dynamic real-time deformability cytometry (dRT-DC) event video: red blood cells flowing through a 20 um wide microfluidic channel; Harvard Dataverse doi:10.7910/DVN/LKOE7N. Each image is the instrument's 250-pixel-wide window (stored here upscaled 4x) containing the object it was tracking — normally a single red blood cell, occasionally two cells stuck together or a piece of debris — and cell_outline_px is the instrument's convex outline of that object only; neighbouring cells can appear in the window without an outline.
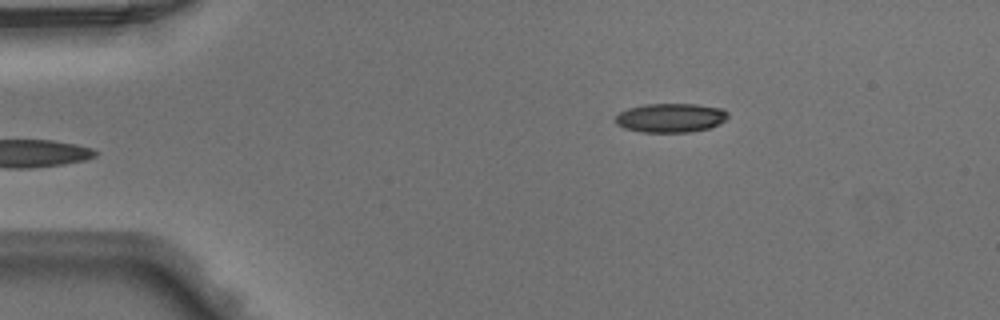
{"species": "Egyptian fruit bat (a non-hibernating species)", "species_latin": "Rousettus aegyptiacus", "temperature_condition": "warm", "stored_images_in_passage": 34, "camera_frame_rate_fps": 3000, "um_per_image_px": 0.085, "animal": {"sex": "male"}, "frame": {"image": 1, "passage_image": 1, "time_ms": 0.0, "image_size_px": [1000, 320], "cell_outline_px": [[728, 116], [724, 120], [708, 128], [688, 132], [644, 132], [624, 128], [616, 124], [616, 116], [620, 112], [628, 108], [644, 104], [696, 104], [724, 108], [728, 112]], "centroid_in_image_um": [57.0, 10.0], "position_along_channel_um": 28.0, "area_um2": 18.96}}
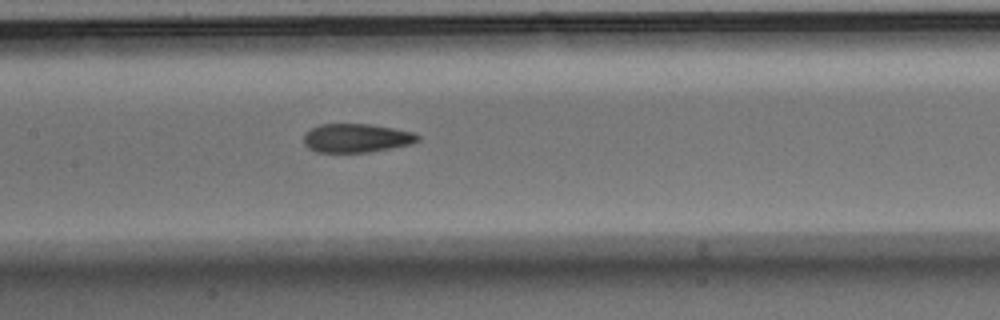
{"frame": {"image": 2, "passage_image": 16, "time_ms": 5.0, "image_size_px": [1000, 320], "cell_outline_px": [[420, 140], [412, 144], [368, 152], [316, 152], [308, 148], [304, 144], [304, 132], [320, 124], [372, 124], [416, 132], [420, 136]], "centroid_in_image_um": [30.32, 11.73], "position_along_channel_um": 177.1, "area_um2": 19.31}}
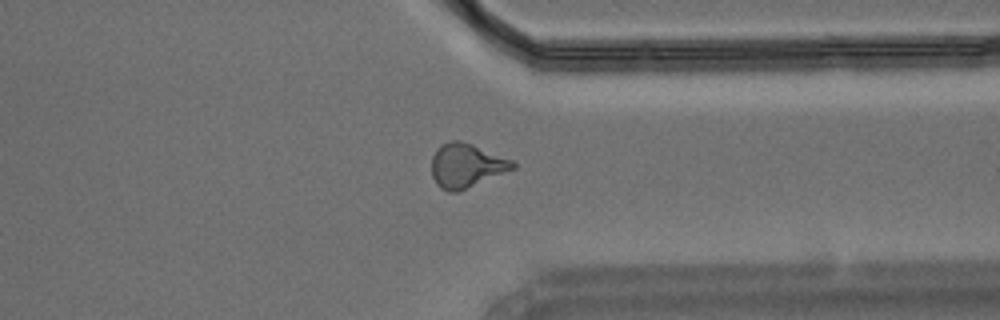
{"frame": {"image": 3, "passage_image": 30, "time_ms": 9.667, "image_size_px": [1000, 320], "cell_outline_px": [[516, 168], [456, 192], [448, 192], [440, 188], [436, 184], [432, 176], [432, 156], [436, 148], [440, 144], [452, 140], [460, 140], [472, 144], [512, 160], [516, 164]], "centroid_in_image_um": [39.6, 14.06], "position_along_channel_um": 371.8, "area_um2": 20.75}}